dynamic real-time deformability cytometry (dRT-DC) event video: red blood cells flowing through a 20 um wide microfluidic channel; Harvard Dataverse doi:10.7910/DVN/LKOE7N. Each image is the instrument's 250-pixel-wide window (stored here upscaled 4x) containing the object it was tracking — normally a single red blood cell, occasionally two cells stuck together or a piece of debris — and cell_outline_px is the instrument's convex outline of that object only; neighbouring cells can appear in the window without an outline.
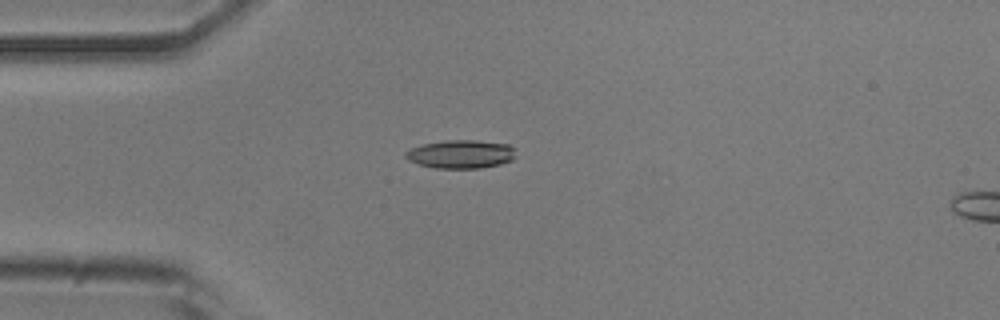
{"species": "common noctule bat (a hibernating species)", "species_latin": "Nyctalus noctula", "temperature_condition": "room temperature", "stored_images_in_passage": 40, "camera_frame_rate_fps": 3000, "um_per_image_px": 0.085, "animal": {"sex": "male", "body_mass_g": 20.5, "forearm_length_mm": 52.5}, "frame": {"image": 1, "passage_image": 1, "time_ms": 0.0, "image_size_px": [1000, 320], "cell_outline_px": [[516, 148], [512, 160], [500, 164], [480, 168], [436, 168], [420, 164], [408, 160], [404, 156], [404, 152], [412, 148], [424, 144], [444, 140], [476, 140], [508, 144]], "centroid_in_image_um": [39.18, 13.09], "position_along_channel_um": 45.8, "area_um2": 18.21}}
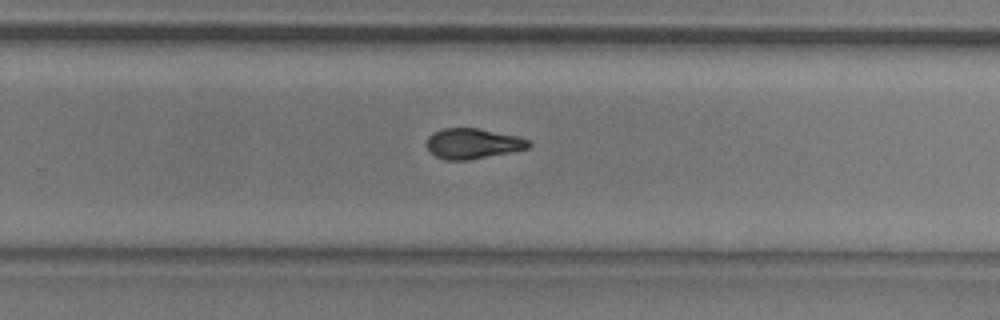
{"frame": {"image": 2, "passage_image": 21, "time_ms": 6.667, "image_size_px": [1000, 320], "cell_outline_px": [[532, 144], [528, 148], [468, 160], [444, 160], [436, 156], [428, 148], [428, 136], [432, 132], [444, 128], [476, 128], [520, 136], [528, 140]], "centroid_in_image_um": [40.19, 12.19], "position_along_channel_um": 289.6, "area_um2": 17.86}}
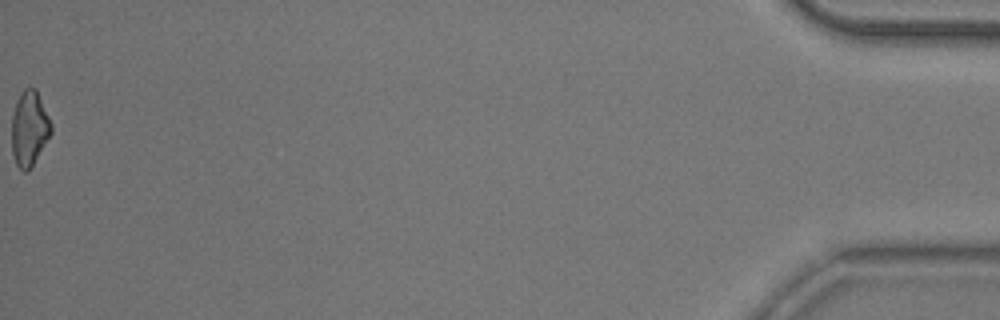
{"frame": {"image": 3, "passage_image": 40, "time_ms": 13.0, "image_size_px": [1000, 320], "cell_outline_px": [[52, 132], [28, 172], [24, 172], [16, 164], [12, 152], [12, 116], [16, 100], [20, 92], [24, 88], [36, 88], [52, 124]], "centroid_in_image_um": [2.49, 10.9], "position_along_channel_um": 432.7, "area_um2": 17.22}, "authors_computed_cell_mechanics": {"area_um2": 18.0625, "velocity_mm_per_s": 3.8731, "shape_relaxation_time_tau1_ms": 3.266, "shape_relaxation_time_tau2_ms": 4.5821, "deformation_change_tau1": 0.1334, "deformation_change_tau2": 0.1084}}